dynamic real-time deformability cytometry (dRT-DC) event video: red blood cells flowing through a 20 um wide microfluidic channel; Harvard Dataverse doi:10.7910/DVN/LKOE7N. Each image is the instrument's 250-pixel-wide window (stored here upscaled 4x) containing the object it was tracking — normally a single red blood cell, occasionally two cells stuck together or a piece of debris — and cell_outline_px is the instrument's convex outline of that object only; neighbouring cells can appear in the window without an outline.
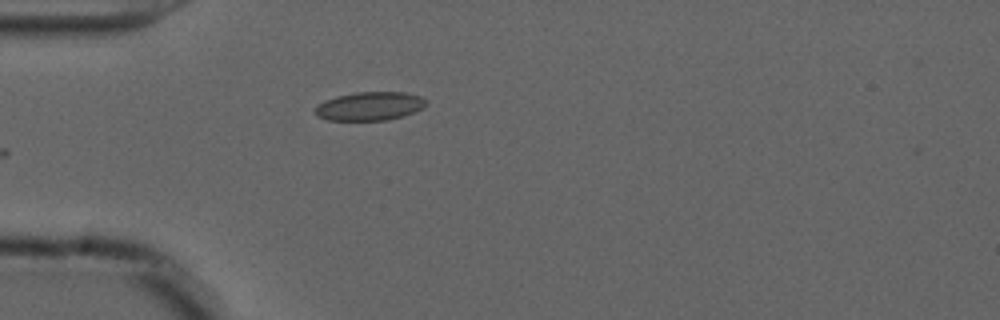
{"species": "common noctule bat (a hibernating species)", "species_latin": "Nyctalus noctula", "temperature_condition": "cold", "stored_images_in_passage": 6, "camera_frame_rate_fps": 3000, "um_per_image_px": 0.085, "animal": {"sex": "male", "forearm_length_mm": 52.5}, "frame": {"image": 1, "passage_image": 1, "time_ms": 0.0, "image_size_px": [1000, 320], "cell_outline_px": [[428, 104], [424, 108], [404, 116], [388, 120], [328, 120], [316, 116], [312, 112], [324, 100], [336, 96], [356, 92], [404, 92], [420, 96], [428, 100]], "centroid_in_image_um": [31.45, 9.02], "position_along_channel_um": 53.5, "area_um2": 18.73}}